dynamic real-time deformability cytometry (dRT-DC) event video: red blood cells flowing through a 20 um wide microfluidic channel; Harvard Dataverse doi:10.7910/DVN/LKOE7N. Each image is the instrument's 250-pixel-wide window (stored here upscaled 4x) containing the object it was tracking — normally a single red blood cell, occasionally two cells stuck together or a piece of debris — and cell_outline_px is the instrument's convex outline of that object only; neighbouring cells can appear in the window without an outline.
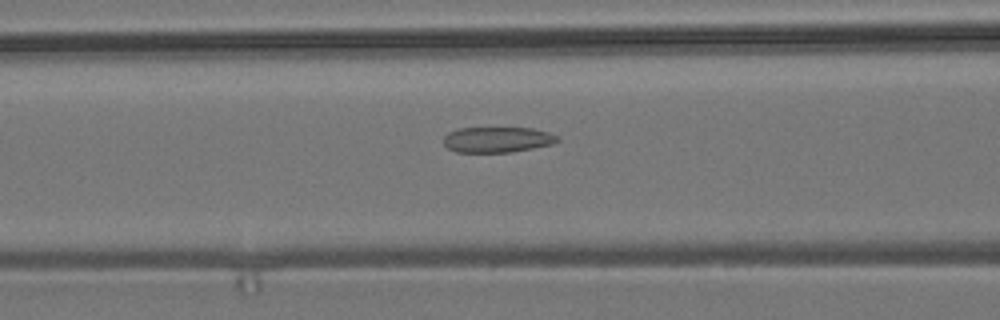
{"species": "common noctule bat (a hibernating species)", "species_latin": "Nyctalus noctula", "temperature_condition": "room temperature", "stored_images_in_passage": 42, "camera_frame_rate_fps": 3000, "um_per_image_px": 0.085, "animal": {"sex": "male", "body_mass_g": 19.2, "forearm_length_mm": 51.8}, "frame": {"image": 1, "passage_image": 9, "time_ms": 2.667, "image_size_px": [1000, 320], "cell_outline_px": [[560, 140], [552, 144], [512, 152], [456, 152], [448, 148], [444, 144], [444, 136], [448, 132], [460, 128], [532, 128], [548, 132], [560, 136]], "centroid_in_image_um": [42.29, 11.86], "position_along_channel_um": 124.3, "area_um2": 16.99}}
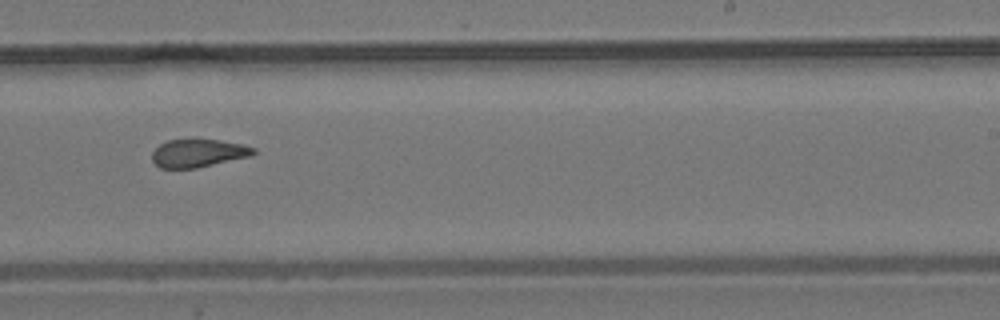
{"frame": {"image": 2, "passage_image": 21, "time_ms": 6.667, "image_size_px": [1000, 320], "cell_outline_px": [[256, 152], [252, 156], [196, 168], [160, 168], [152, 160], [152, 152], [160, 144], [168, 140], [220, 140], [244, 144], [256, 148]], "centroid_in_image_um": [16.89, 13.02], "position_along_channel_um": 272.1, "area_um2": 16.53}}
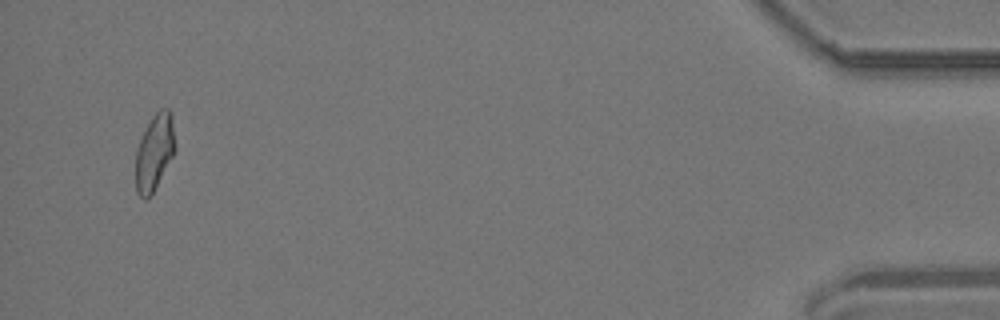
{"frame": {"image": 3, "passage_image": 40, "time_ms": 13.0, "image_size_px": [1000, 320], "cell_outline_px": [[176, 148], [172, 156], [152, 192], [144, 200], [136, 192], [136, 148], [152, 116], [160, 108], [168, 108], [172, 112]], "centroid_in_image_um": [13.14, 12.87], "position_along_channel_um": 422.1, "area_um2": 17.28}, "authors_computed_cell_mechanics": {"area_um2": 17.629, "velocity_mm_per_s": 3.7075, "shape_relaxation_time_tau1_ms": null, "shape_relaxation_time_tau2_ms": 2.2236, "deformation_change_tau1": null, "deformation_change_tau2": 0.1091}}